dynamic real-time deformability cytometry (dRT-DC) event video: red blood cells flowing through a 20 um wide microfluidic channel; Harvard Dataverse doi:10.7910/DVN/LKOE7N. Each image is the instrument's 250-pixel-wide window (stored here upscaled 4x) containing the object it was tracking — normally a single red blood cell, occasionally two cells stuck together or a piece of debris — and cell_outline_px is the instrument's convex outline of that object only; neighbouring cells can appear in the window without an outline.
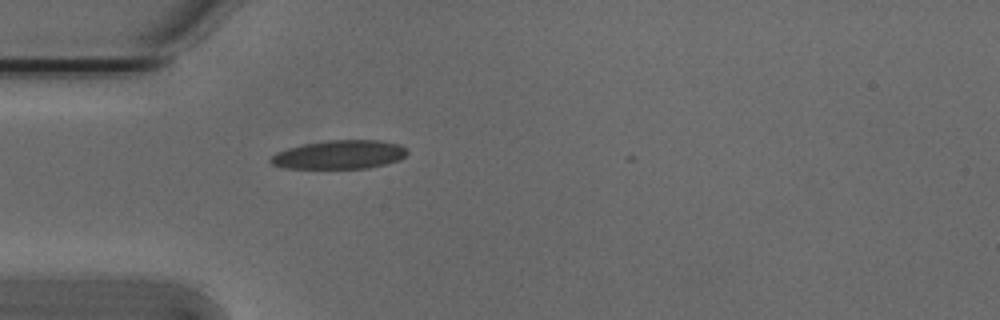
{"species": "Egyptian fruit bat (a non-hibernating species)", "species_latin": "Rousettus aegyptiacus", "temperature_condition": "cold", "stored_images_in_passage": 9, "camera_frame_rate_fps": 3000, "um_per_image_px": 0.085, "animal": {"sex": "male"}, "frame": {"image": 1, "passage_image": 1, "time_ms": 0.0, "image_size_px": [1000, 320], "cell_outline_px": [[408, 152], [400, 160], [368, 168], [284, 168], [272, 164], [268, 160], [276, 152], [288, 148], [304, 144], [328, 140], [380, 140], [400, 144]], "centroid_in_image_um": [28.85, 13.14], "position_along_channel_um": 56.2, "area_um2": 22.77}}
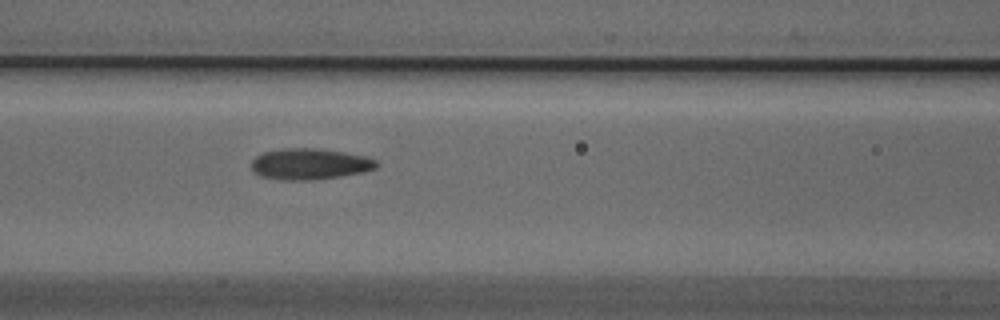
{"frame": {"image": 2, "passage_image": 8, "time_ms": 2.333, "image_size_px": [1000, 320], "cell_outline_px": [[380, 164], [376, 168], [360, 172], [340, 176], [316, 180], [284, 180], [264, 176], [256, 172], [252, 168], [252, 160], [256, 156], [264, 152], [280, 148], [316, 148], [344, 152], [368, 156], [376, 160]], "centroid_in_image_um": [26.37, 13.92], "position_along_channel_um": 140.2, "area_um2": 22.6}}